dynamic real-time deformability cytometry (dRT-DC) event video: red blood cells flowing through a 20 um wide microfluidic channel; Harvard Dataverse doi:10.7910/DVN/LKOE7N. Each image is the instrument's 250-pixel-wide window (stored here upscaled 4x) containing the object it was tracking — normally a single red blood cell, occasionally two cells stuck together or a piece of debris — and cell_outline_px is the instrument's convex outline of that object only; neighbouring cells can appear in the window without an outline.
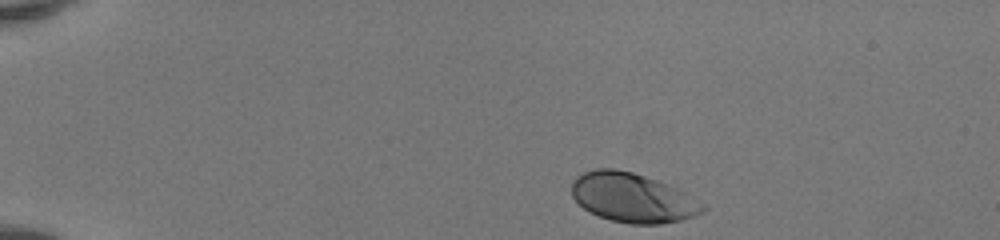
{"species": "human", "species_latin": "Homo sapiens", "temperature_condition": "room temperature", "stored_images_in_passage": 42, "camera_frame_rate_fps": 3000, "um_per_image_px": 0.085, "donor": {"sex": "female"}, "frame": {"image": 1, "passage_image": 1, "time_ms": 0.0, "image_size_px": [1000, 240], "cell_outline_px": [[708, 208], [704, 212], [680, 220], [660, 224], [632, 224], [612, 220], [600, 216], [584, 208], [572, 196], [572, 180], [576, 176], [584, 172], [596, 168], [616, 168], [632, 172], [656, 180], [676, 188], [684, 192], [704, 204]], "centroid_in_image_um": [53.77, 16.8], "position_along_channel_um": 31.2, "area_um2": 37.4}}
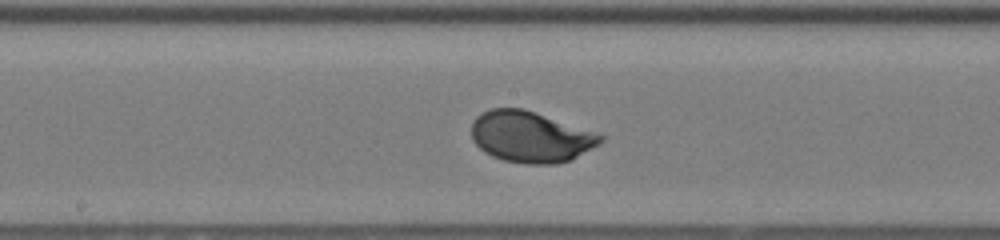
{"frame": {"image": 2, "passage_image": 20, "time_ms": 6.333, "image_size_px": [1000, 240], "cell_outline_px": [[604, 140], [600, 144], [572, 160], [556, 164], [528, 164], [504, 160], [492, 156], [484, 152], [472, 140], [472, 124], [476, 116], [492, 108], [524, 108], [600, 132], [604, 136]], "centroid_in_image_um": [45.17, 11.62], "position_along_channel_um": 203.0, "area_um2": 38.96}}
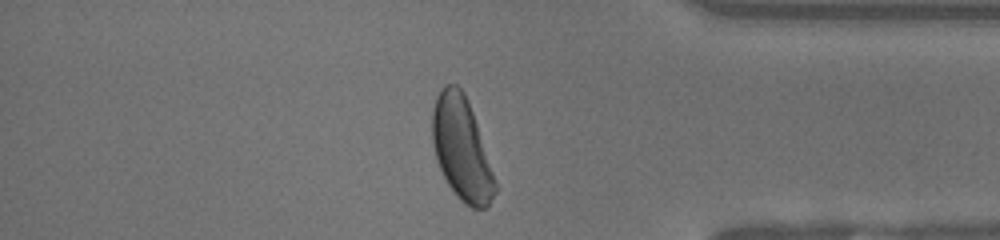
{"frame": {"image": 3, "passage_image": 35, "time_ms": 11.333, "image_size_px": [1000, 240], "cell_outline_px": [[496, 192], [488, 208], [472, 208], [460, 200], [456, 196], [448, 184], [436, 160], [432, 144], [432, 112], [436, 96], [444, 84], [456, 84], [464, 92], [468, 100], [496, 180]], "centroid_in_image_um": [39.23, 12.65], "position_along_channel_um": 396.0, "area_um2": 37.63}, "authors_computed_cell_mechanics": {"area_um2": 37.5989, "velocity_mm_per_s": 4.1368, "shape_relaxation_time_tau1_ms": 1.4839, "shape_relaxation_time_tau2_ms": null, "deformation_change_tau1": 0.1191, "deformation_change_tau2": null}}